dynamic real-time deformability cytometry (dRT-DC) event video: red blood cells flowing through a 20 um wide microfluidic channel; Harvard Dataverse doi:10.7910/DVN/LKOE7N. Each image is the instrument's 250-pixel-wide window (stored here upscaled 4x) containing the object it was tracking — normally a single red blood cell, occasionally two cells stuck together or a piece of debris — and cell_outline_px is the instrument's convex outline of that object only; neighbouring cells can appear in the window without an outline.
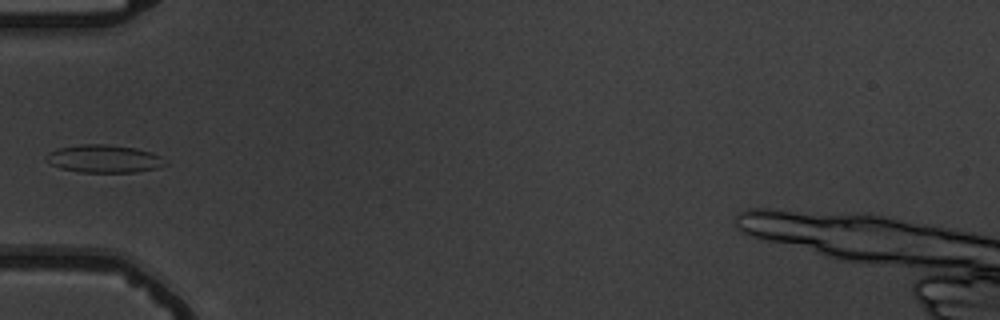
{"species": "common noctule bat (a hibernating species)", "species_latin": "Nyctalus noctula", "temperature_condition": "warm", "stored_images_in_passage": 5, "camera_frame_rate_fps": 3000, "um_per_image_px": 0.085, "animal": {"sex": "male", "body_mass_g": 19.5, "forearm_length_mm": 54.6}, "frame": {"image": 1, "passage_image": 5, "time_ms": 5.333, "image_size_px": [1000, 320], "cell_outline_px": [[168, 164], [156, 168], [136, 172], [80, 172], [60, 168], [44, 160], [44, 156], [48, 152], [56, 148], [80, 144], [108, 144], [136, 148], [152, 152], [168, 160]], "centroid_in_image_um": [8.84, 13.48], "position_along_channel_um": 76.2, "area_um2": 19.59}}